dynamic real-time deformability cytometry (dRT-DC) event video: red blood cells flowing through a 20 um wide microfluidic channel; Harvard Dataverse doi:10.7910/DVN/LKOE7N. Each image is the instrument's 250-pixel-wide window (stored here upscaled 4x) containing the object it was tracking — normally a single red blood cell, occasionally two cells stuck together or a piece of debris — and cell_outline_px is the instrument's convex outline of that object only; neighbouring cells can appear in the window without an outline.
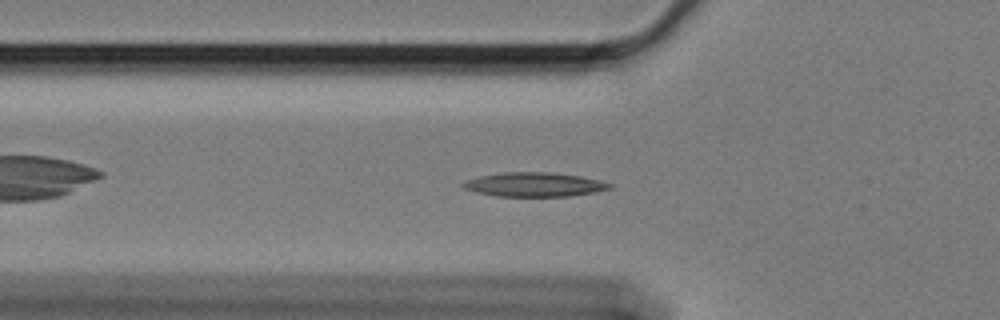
{"species": "Egyptian fruit bat (a non-hibernating species)", "species_latin": "Rousettus aegyptiacus", "temperature_condition": "cold", "stored_images_in_passage": 42, "camera_frame_rate_fps": 3000, "um_per_image_px": 0.085, "animal": {"sex": "female"}, "frame": {"image": 1, "passage_image": 8, "time_ms": 2.333, "image_size_px": [1000, 320], "cell_outline_px": [[612, 188], [596, 192], [568, 196], [496, 196], [476, 192], [464, 188], [460, 184], [464, 180], [480, 176], [504, 172], [552, 172], [580, 176], [600, 180], [612, 184]], "centroid_in_image_um": [45.41, 15.68], "position_along_channel_um": 80.4, "area_um2": 20.69}}
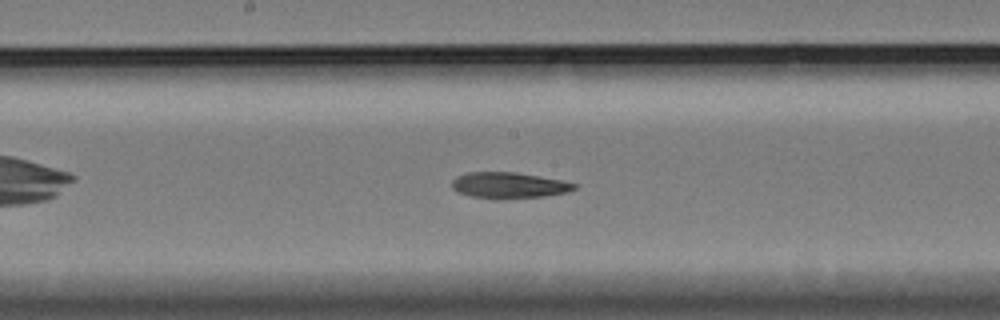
{"frame": {"image": 2, "passage_image": 19, "time_ms": 6.0, "image_size_px": [1000, 320], "cell_outline_px": [[580, 184], [576, 188], [568, 192], [544, 196], [472, 196], [460, 192], [452, 188], [452, 180], [456, 176], [468, 172], [516, 172], [560, 180]], "centroid_in_image_um": [43.29, 15.7], "position_along_channel_um": 204.9, "area_um2": 17.63}}
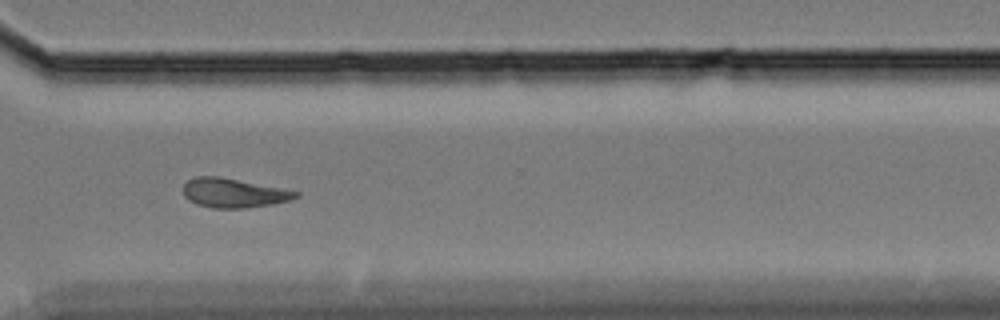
{"frame": {"image": 3, "passage_image": 32, "time_ms": 10.333, "image_size_px": [1000, 320], "cell_outline_px": [[300, 196], [288, 200], [272, 204], [244, 208], [212, 208], [196, 204], [188, 200], [184, 196], [184, 184], [188, 180], [196, 176], [220, 176], [284, 188], [300, 192]], "centroid_in_image_um": [19.86, 16.39], "position_along_channel_um": 350.7, "area_um2": 19.31}, "authors_computed_cell_mechanics": {"area_um2": 19.2763, "velocity_mm_per_s": 3.3689, "shape_relaxation_time_tau1_ms": null, "shape_relaxation_time_tau2_ms": 4.8814, "deformation_change_tau1": null, "deformation_change_tau2": 0.1236}}